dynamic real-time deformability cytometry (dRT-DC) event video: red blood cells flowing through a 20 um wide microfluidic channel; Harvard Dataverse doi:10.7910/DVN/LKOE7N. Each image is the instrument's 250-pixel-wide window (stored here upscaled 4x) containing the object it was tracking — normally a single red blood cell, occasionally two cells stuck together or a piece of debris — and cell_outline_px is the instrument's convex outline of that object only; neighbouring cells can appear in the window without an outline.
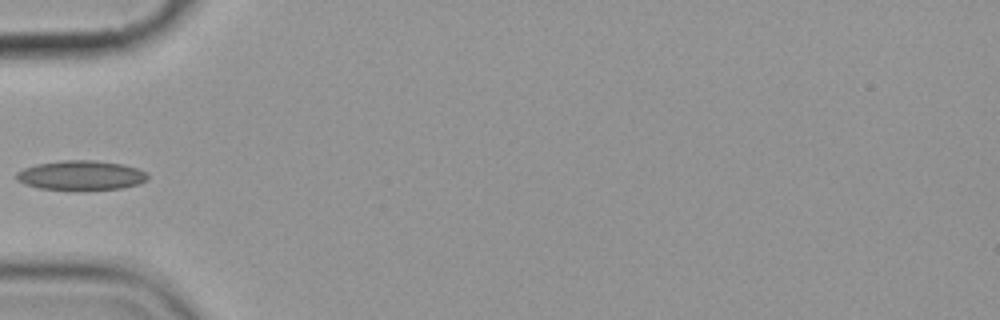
{"species": "common noctule bat (a hibernating species)", "species_latin": "Nyctalus noctula", "temperature_condition": "cold", "stored_images_in_passage": 7, "camera_frame_rate_fps": 3000, "um_per_image_px": 0.085, "animal": {"sex": "female", "body_mass_g": 19.9}, "frame": {"image": 1, "passage_image": 6, "time_ms": 6.667, "image_size_px": [1000, 320], "cell_outline_px": [[148, 180], [140, 184], [124, 188], [40, 188], [24, 184], [16, 180], [16, 172], [24, 168], [36, 164], [64, 160], [92, 160], [124, 164], [136, 168], [144, 172], [148, 176]], "centroid_in_image_um": [6.89, 14.87], "position_along_channel_um": 78.1, "area_um2": 22.08}}
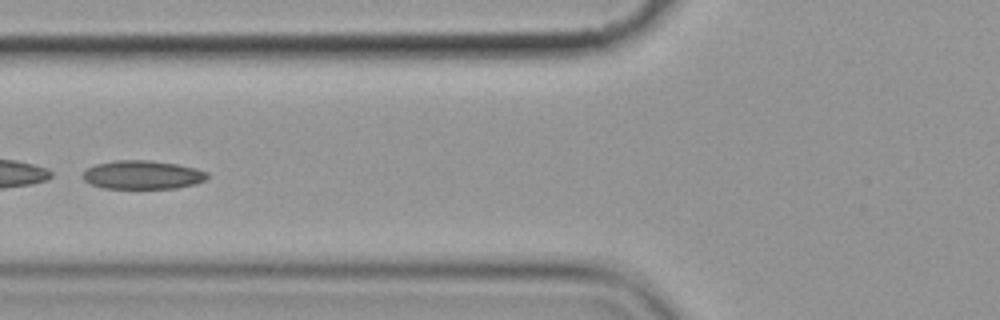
{"frame": {"image": 2, "passage_image": 7, "time_ms": 7.667, "image_size_px": [1000, 320], "cell_outline_px": [[208, 176], [204, 180], [196, 184], [176, 188], [104, 188], [92, 184], [84, 180], [80, 176], [88, 168], [96, 164], [112, 160], [152, 160], [176, 164], [196, 168], [208, 172]], "centroid_in_image_um": [12.11, 14.85], "position_along_channel_um": 113.7, "area_um2": 20.81}}